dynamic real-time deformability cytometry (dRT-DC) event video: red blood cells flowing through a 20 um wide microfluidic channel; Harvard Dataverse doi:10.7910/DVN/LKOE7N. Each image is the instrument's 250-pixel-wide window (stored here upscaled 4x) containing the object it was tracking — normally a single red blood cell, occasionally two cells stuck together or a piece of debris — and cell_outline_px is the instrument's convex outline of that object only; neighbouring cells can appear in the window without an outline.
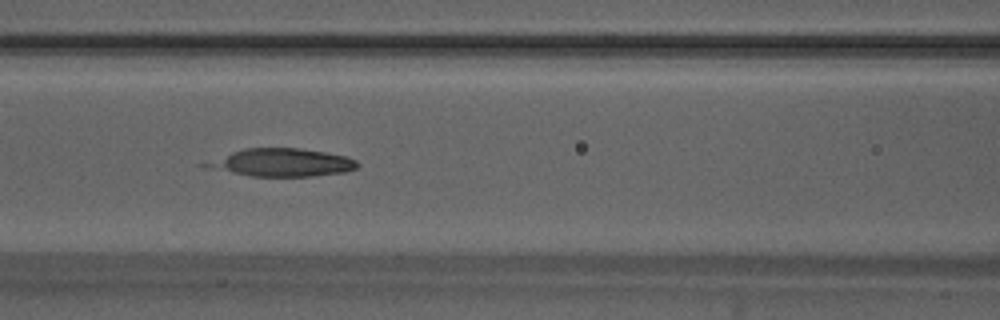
{"species": "Egyptian fruit bat (a non-hibernating species)", "species_latin": "Rousettus aegyptiacus", "temperature_condition": "warm", "stored_images_in_passage": 27, "camera_frame_rate_fps": 3000, "um_per_image_px": 0.085, "animal": {"sex": "male"}, "frame": {"image": 1, "passage_image": 12, "time_ms": 3.667, "image_size_px": [1000, 320], "cell_outline_px": [[360, 164], [356, 168], [344, 172], [312, 176], [252, 176], [204, 168], [200, 164], [232, 152], [244, 148], [296, 148], [324, 152], [344, 156], [356, 160]], "centroid_in_image_um": [23.91, 13.82], "position_along_channel_um": 142.7, "area_um2": 24.39}}